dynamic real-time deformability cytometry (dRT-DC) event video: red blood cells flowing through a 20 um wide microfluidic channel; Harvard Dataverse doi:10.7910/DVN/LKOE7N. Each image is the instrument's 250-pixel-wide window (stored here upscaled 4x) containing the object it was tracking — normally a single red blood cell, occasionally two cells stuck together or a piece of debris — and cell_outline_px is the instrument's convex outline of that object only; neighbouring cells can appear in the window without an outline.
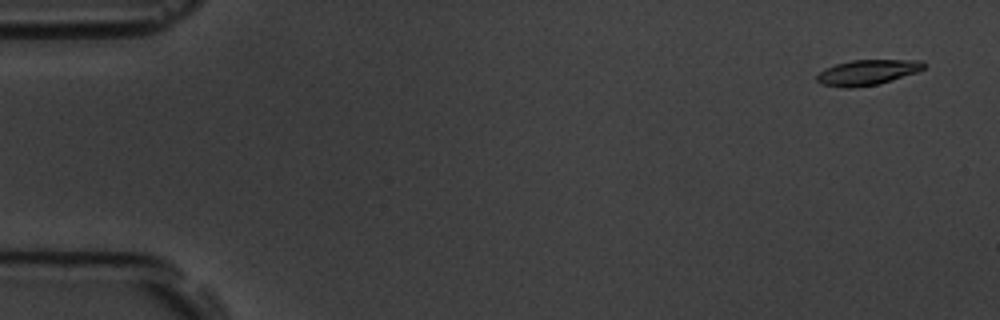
{"species": "common noctule bat (a hibernating species)", "species_latin": "Nyctalus noctula", "temperature_condition": "room temperature", "stored_images_in_passage": 5, "camera_frame_rate_fps": 3000, "um_per_image_px": 0.085, "animal": {"sex": "male", "body_mass_g": 19.5, "forearm_length_mm": 54.6}, "frame": {"image": 1, "passage_image": 1, "time_ms": 0.0, "image_size_px": [1000, 320], "cell_outline_px": [[924, 68], [916, 72], [880, 84], [848, 88], [824, 84], [816, 80], [816, 76], [824, 68], [836, 64], [852, 60], [924, 60]], "centroid_in_image_um": [73.73, 6.14], "position_along_channel_um": 11.3, "area_um2": 15.61}}
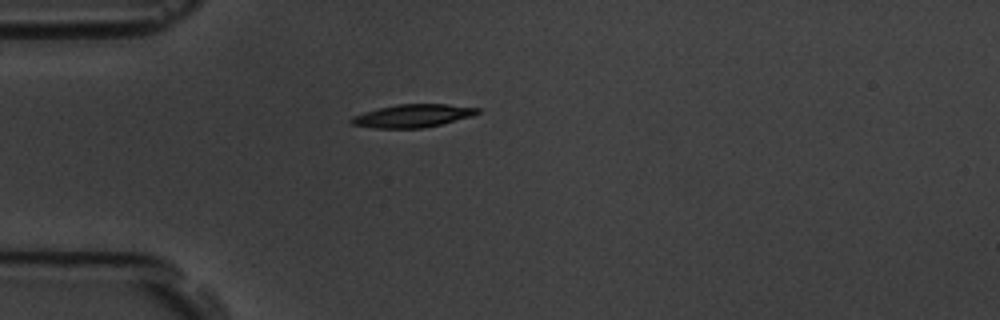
{"frame": {"image": 2, "passage_image": 4, "time_ms": 4.333, "image_size_px": [1000, 320], "cell_outline_px": [[480, 112], [472, 116], [424, 128], [376, 128], [352, 124], [348, 120], [352, 116], [364, 112], [396, 104], [444, 104], [480, 108]], "centroid_in_image_um": [35.06, 9.84], "position_along_channel_um": 49.9, "area_um2": 16.76}}